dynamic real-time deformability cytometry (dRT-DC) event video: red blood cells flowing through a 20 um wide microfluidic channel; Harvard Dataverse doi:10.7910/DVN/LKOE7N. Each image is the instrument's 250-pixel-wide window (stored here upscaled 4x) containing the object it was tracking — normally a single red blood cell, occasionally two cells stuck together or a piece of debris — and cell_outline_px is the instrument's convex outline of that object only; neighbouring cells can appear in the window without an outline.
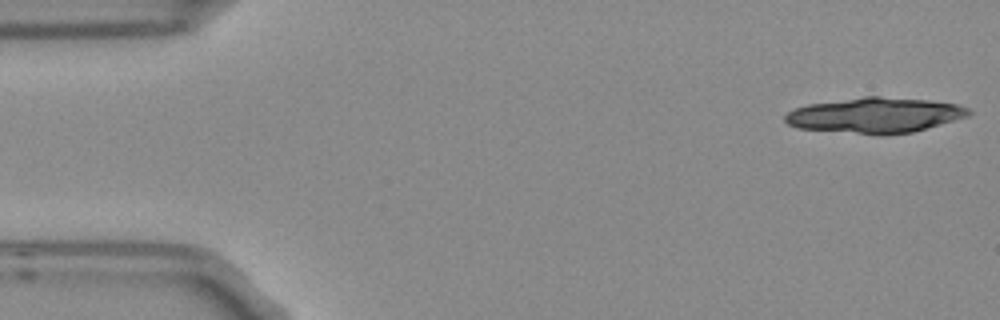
{"species": "Egyptian fruit bat (a non-hibernating species)", "species_latin": "Rousettus aegyptiacus", "temperature_condition": "room temperature", "stored_images_in_passage": 5, "camera_frame_rate_fps": 3000, "um_per_image_px": 0.085, "frame": {"image": 1, "passage_image": 1, "time_ms": 0.0, "image_size_px": [1000, 320], "cell_outline_px": [[972, 112], [968, 116], [912, 132], [884, 136], [800, 128], [788, 124], [784, 120], [784, 116], [788, 112], [796, 108], [808, 104], [864, 96], [880, 96], [928, 100], [956, 104], [968, 108]], "centroid_in_image_um": [74.37, 9.8], "position_along_channel_um": 10.6, "area_um2": 37.74}}
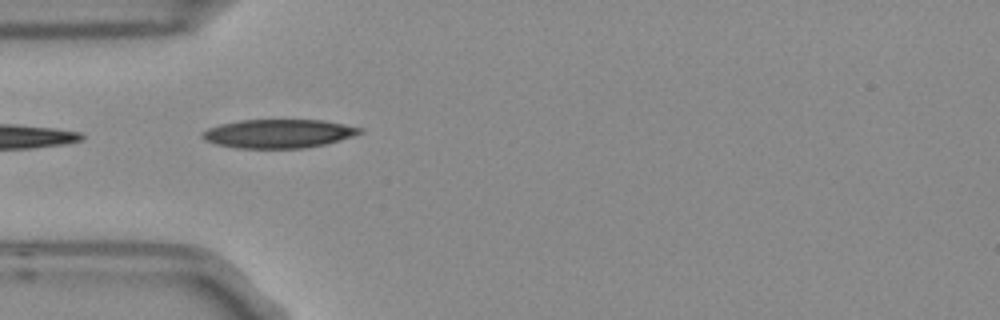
{"frame": {"image": 2, "passage_image": 5, "time_ms": 1.333, "image_size_px": [1000, 320], "cell_outline_px": [[364, 132], [352, 136], [324, 144], [304, 148], [236, 148], [216, 144], [204, 140], [200, 136], [200, 132], [208, 128], [220, 124], [240, 120], [324, 120], [364, 128]], "centroid_in_image_um": [23.64, 11.35], "position_along_channel_um": 61.4, "area_um2": 26.41}}